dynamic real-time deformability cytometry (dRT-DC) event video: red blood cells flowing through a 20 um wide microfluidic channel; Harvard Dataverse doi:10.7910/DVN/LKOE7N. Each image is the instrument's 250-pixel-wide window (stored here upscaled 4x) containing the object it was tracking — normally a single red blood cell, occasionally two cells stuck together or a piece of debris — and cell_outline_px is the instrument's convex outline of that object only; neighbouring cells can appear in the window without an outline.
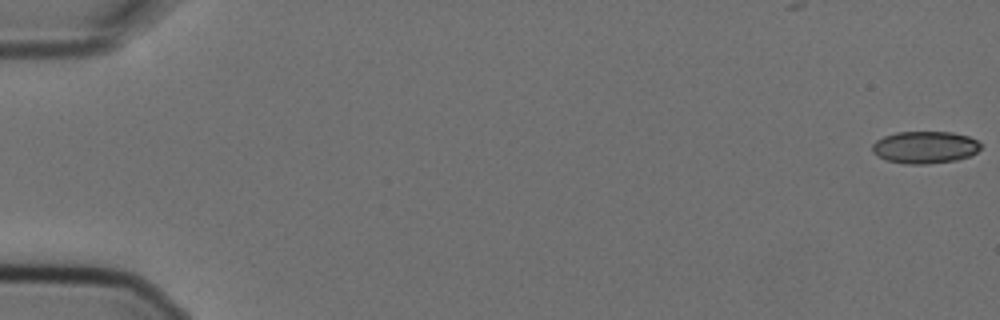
{"species": "Egyptian fruit bat (a non-hibernating species)", "species_latin": "Rousettus aegyptiacus", "temperature_condition": "cold", "stored_images_in_passage": 5, "camera_frame_rate_fps": 3000, "um_per_image_px": 0.085, "animal": {"sex": "female"}, "frame": {"image": 1, "passage_image": 1, "time_ms": 0.0, "image_size_px": [1000, 320], "cell_outline_px": [[980, 148], [976, 152], [968, 156], [956, 160], [928, 164], [904, 164], [884, 160], [876, 156], [872, 152], [872, 144], [876, 140], [884, 136], [896, 132], [952, 132], [968, 136], [976, 140], [980, 144]], "centroid_in_image_um": [78.56, 12.52], "position_along_channel_um": 6.4, "area_um2": 20.46}}
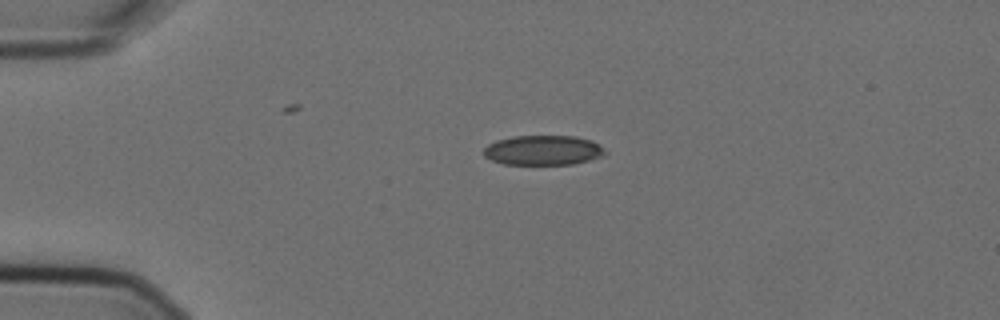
{"frame": {"image": 2, "passage_image": 4, "time_ms": 1.0, "image_size_px": [1000, 320], "cell_outline_px": [[608, 152], [604, 156], [572, 164], [504, 164], [492, 160], [484, 156], [484, 148], [488, 144], [496, 140], [512, 136], [572, 136], [592, 140], [600, 144]], "centroid_in_image_um": [46.19, 12.76], "position_along_channel_um": 38.8, "area_um2": 21.15}}